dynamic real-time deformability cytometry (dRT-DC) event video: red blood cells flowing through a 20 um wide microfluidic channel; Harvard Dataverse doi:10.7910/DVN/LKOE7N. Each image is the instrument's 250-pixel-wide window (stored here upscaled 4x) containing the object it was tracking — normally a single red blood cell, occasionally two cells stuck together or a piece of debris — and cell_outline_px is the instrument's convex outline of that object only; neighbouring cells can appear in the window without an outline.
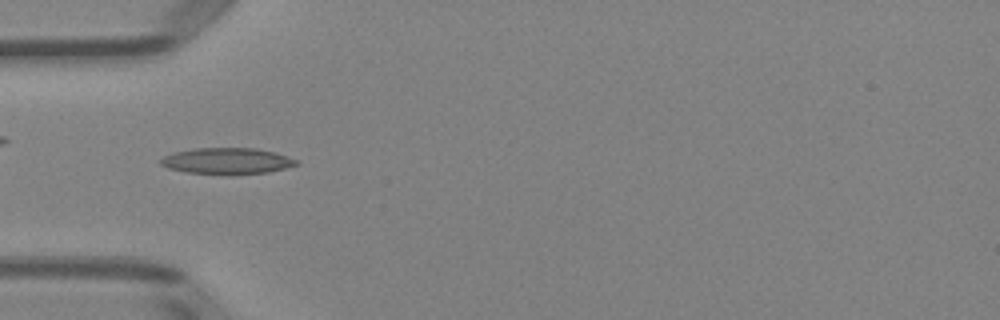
{"species": "Egyptian fruit bat (a non-hibernating species)", "species_latin": "Rousettus aegyptiacus", "temperature_condition": "room temperature", "stored_images_in_passage": 7, "camera_frame_rate_fps": 3000, "um_per_image_px": 0.085, "animal": {"sex": "female"}, "frame": {"image": 1, "passage_image": 5, "time_ms": 4.667, "image_size_px": [1000, 320], "cell_outline_px": [[300, 164], [268, 172], [188, 172], [168, 168], [160, 164], [160, 160], [164, 156], [176, 152], [196, 148], [256, 148], [276, 152], [296, 160]], "centroid_in_image_um": [19.31, 13.64], "position_along_channel_um": 65.7, "area_um2": 19.77}}
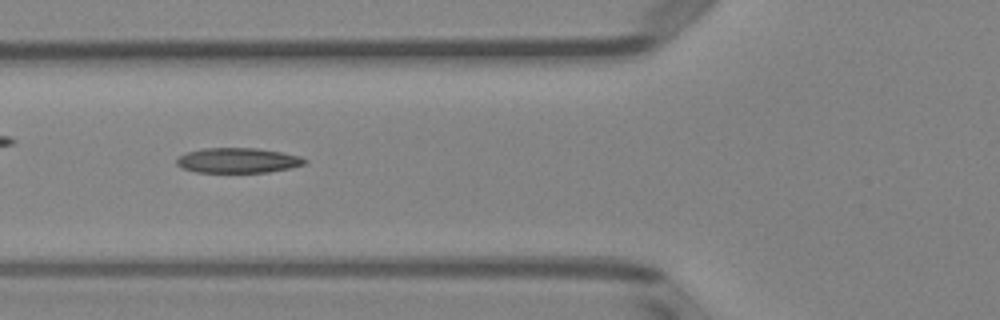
{"frame": {"image": 2, "passage_image": 6, "time_ms": 5.667, "image_size_px": [1000, 320], "cell_outline_px": [[308, 160], [304, 164], [292, 168], [268, 172], [196, 172], [184, 168], [176, 164], [176, 160], [180, 156], [188, 152], [204, 148], [256, 148], [284, 152], [300, 156]], "centroid_in_image_um": [20.27, 13.63], "position_along_channel_um": 105.5, "area_um2": 18.67}}
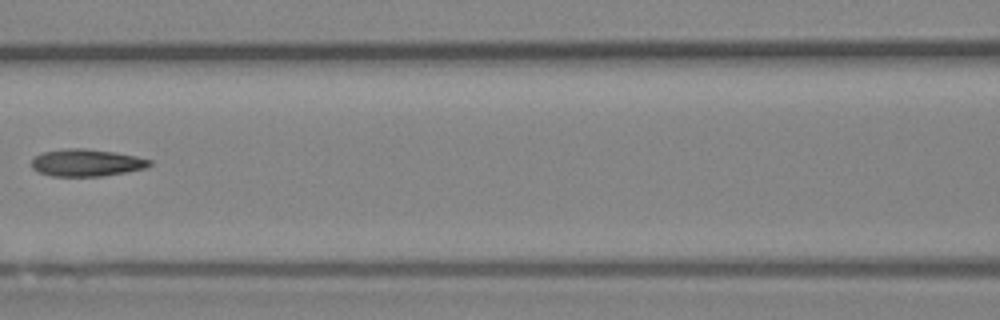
{"frame": {"image": 3, "passage_image": 7, "time_ms": 7.0, "image_size_px": [1000, 320], "cell_outline_px": [[152, 164], [148, 168], [104, 176], [52, 176], [36, 172], [32, 168], [32, 160], [36, 156], [44, 152], [68, 148], [84, 148], [112, 152], [136, 156], [152, 160]], "centroid_in_image_um": [7.37, 13.84], "position_along_channel_um": 159.2, "area_um2": 18.73}}